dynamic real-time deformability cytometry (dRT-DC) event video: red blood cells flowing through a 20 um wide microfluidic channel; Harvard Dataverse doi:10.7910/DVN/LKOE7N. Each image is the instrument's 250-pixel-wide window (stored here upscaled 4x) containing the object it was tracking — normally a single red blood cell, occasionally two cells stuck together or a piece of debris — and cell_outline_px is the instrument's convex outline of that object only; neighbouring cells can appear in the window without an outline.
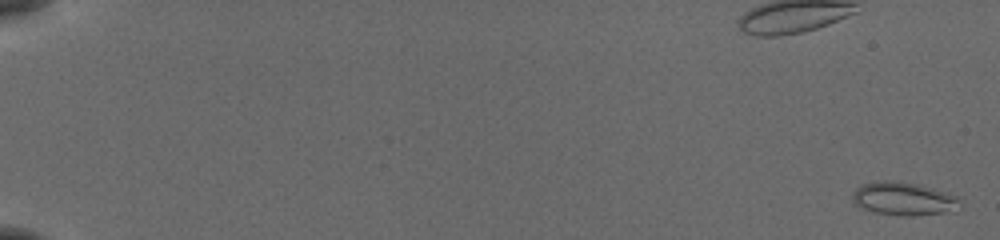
{"species": "common noctule bat (a hibernating species)", "species_latin": "Nyctalus noctula", "temperature_condition": "cold", "stored_images_in_passage": 57, "camera_frame_rate_fps": 3000, "um_per_image_px": 0.085, "animal": {"sex": "female", "body_mass_g": 19.5, "forearm_length_mm": 54.1}, "frame": {"image": 1, "passage_image": 2, "time_ms": 0.333, "image_size_px": [1000, 240], "cell_outline_px": [[956, 200], [940, 212], [912, 216], [900, 216], [872, 212], [856, 204], [852, 200], [852, 196], [856, 188], [864, 184], [908, 184], [956, 196]], "centroid_in_image_um": [76.59, 16.96], "position_along_channel_um": 8.4, "area_um2": 18.32}}
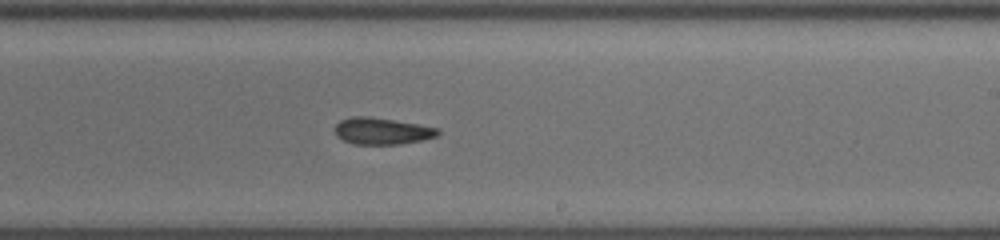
{"frame": {"image": 2, "passage_image": 37, "time_ms": 12.0, "image_size_px": [1000, 240], "cell_outline_px": [[440, 132], [436, 136], [420, 140], [396, 144], [352, 144], [336, 136], [336, 124], [340, 120], [352, 116], [368, 116], [440, 128]], "centroid_in_image_um": [32.44, 11.13], "position_along_channel_um": 256.6, "area_um2": 15.78}}
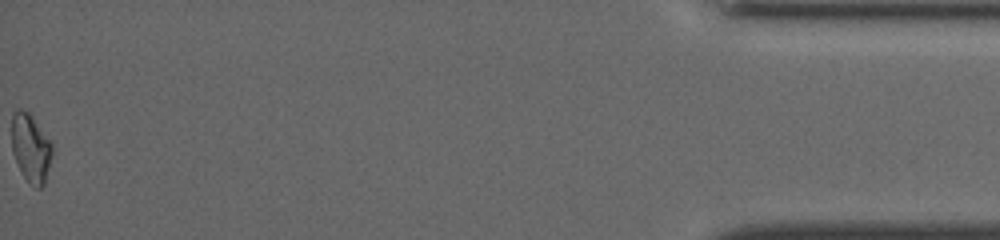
{"frame": {"image": 3, "passage_image": 57, "time_ms": 18.667, "image_size_px": [1000, 240], "cell_outline_px": [[52, 152], [44, 184], [40, 188], [36, 188], [24, 176], [12, 152], [12, 112], [16, 108], [20, 108], [28, 112], [52, 144]], "centroid_in_image_um": [2.59, 12.55], "position_along_channel_um": 432.6, "area_um2": 15.66}, "authors_computed_cell_mechanics": {"area_um2": 16.473, "velocity_mm_per_s": 3.8647, "shape_relaxation_time_tau1_ms": null, "shape_relaxation_time_tau2_ms": 5.3077, "deformation_change_tau1": null, "deformation_change_tau2": 0.116}}